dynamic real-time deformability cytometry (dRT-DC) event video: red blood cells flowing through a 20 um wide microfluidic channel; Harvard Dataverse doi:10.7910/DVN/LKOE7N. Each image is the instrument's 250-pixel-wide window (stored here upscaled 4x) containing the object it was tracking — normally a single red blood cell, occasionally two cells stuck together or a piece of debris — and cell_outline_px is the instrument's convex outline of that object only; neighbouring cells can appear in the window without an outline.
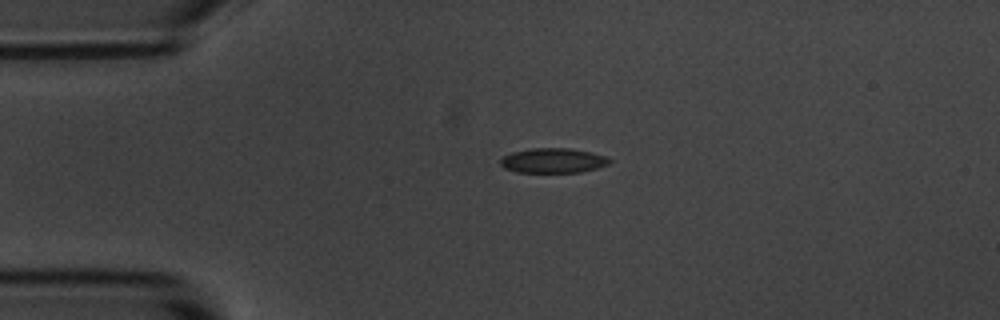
{"species": "common noctule bat (a hibernating species)", "species_latin": "Nyctalus noctula", "temperature_condition": "room temperature", "stored_images_in_passage": 2, "camera_frame_rate_fps": 3000, "um_per_image_px": 0.085, "animal": {"sex": "male", "body_mass_g": 20.1, "forearm_length_mm": 53.5}, "frame": {"image": 1, "passage_image": 1, "time_ms": 0.0, "image_size_px": [1000, 320], "cell_outline_px": [[612, 160], [608, 164], [596, 168], [580, 172], [516, 172], [504, 168], [500, 164], [500, 160], [504, 156], [512, 152], [532, 148], [568, 148], [588, 152], [604, 156]], "centroid_in_image_um": [46.97, 13.65], "position_along_channel_um": 38.0, "area_um2": 15.55}}